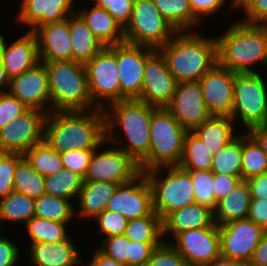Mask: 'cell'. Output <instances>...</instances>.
<instances>
[{
    "instance_id": "1",
    "label": "cell",
    "mask_w": 267,
    "mask_h": 266,
    "mask_svg": "<svg viewBox=\"0 0 267 266\" xmlns=\"http://www.w3.org/2000/svg\"><path fill=\"white\" fill-rule=\"evenodd\" d=\"M43 140L59 153L95 150L106 140L104 109L49 112L44 121Z\"/></svg>"
},
{
    "instance_id": "2",
    "label": "cell",
    "mask_w": 267,
    "mask_h": 266,
    "mask_svg": "<svg viewBox=\"0 0 267 266\" xmlns=\"http://www.w3.org/2000/svg\"><path fill=\"white\" fill-rule=\"evenodd\" d=\"M158 51L177 83L199 81L217 63L216 38L190 31H177Z\"/></svg>"
},
{
    "instance_id": "3",
    "label": "cell",
    "mask_w": 267,
    "mask_h": 266,
    "mask_svg": "<svg viewBox=\"0 0 267 266\" xmlns=\"http://www.w3.org/2000/svg\"><path fill=\"white\" fill-rule=\"evenodd\" d=\"M216 38L217 63L235 73H256V62L267 65V31L261 24L240 20Z\"/></svg>"
},
{
    "instance_id": "4",
    "label": "cell",
    "mask_w": 267,
    "mask_h": 266,
    "mask_svg": "<svg viewBox=\"0 0 267 266\" xmlns=\"http://www.w3.org/2000/svg\"><path fill=\"white\" fill-rule=\"evenodd\" d=\"M156 108L138 99H124L111 103L104 109L106 135H114L117 132L115 129L120 127L128 140L126 142L128 144L120 149L131 155L138 163L149 152L150 121L152 112Z\"/></svg>"
},
{
    "instance_id": "5",
    "label": "cell",
    "mask_w": 267,
    "mask_h": 266,
    "mask_svg": "<svg viewBox=\"0 0 267 266\" xmlns=\"http://www.w3.org/2000/svg\"><path fill=\"white\" fill-rule=\"evenodd\" d=\"M45 65L51 111H88L93 106L84 64L73 60L42 62Z\"/></svg>"
},
{
    "instance_id": "6",
    "label": "cell",
    "mask_w": 267,
    "mask_h": 266,
    "mask_svg": "<svg viewBox=\"0 0 267 266\" xmlns=\"http://www.w3.org/2000/svg\"><path fill=\"white\" fill-rule=\"evenodd\" d=\"M149 132V152L139 162L141 171L179 166L188 131L165 107H158L152 112Z\"/></svg>"
},
{
    "instance_id": "7",
    "label": "cell",
    "mask_w": 267,
    "mask_h": 266,
    "mask_svg": "<svg viewBox=\"0 0 267 266\" xmlns=\"http://www.w3.org/2000/svg\"><path fill=\"white\" fill-rule=\"evenodd\" d=\"M167 169L165 176H160ZM152 191L153 209L163 219L170 212L195 203L190 173L180 166L144 171ZM159 174V175H158Z\"/></svg>"
},
{
    "instance_id": "8",
    "label": "cell",
    "mask_w": 267,
    "mask_h": 266,
    "mask_svg": "<svg viewBox=\"0 0 267 266\" xmlns=\"http://www.w3.org/2000/svg\"><path fill=\"white\" fill-rule=\"evenodd\" d=\"M176 32L153 0H134L130 21L124 27L125 42L158 50Z\"/></svg>"
},
{
    "instance_id": "9",
    "label": "cell",
    "mask_w": 267,
    "mask_h": 266,
    "mask_svg": "<svg viewBox=\"0 0 267 266\" xmlns=\"http://www.w3.org/2000/svg\"><path fill=\"white\" fill-rule=\"evenodd\" d=\"M120 142L118 137L106 135V140L93 151L84 182H112L121 185L133 181L142 173L139 163L120 149ZM109 143L118 144L119 147L98 150Z\"/></svg>"
},
{
    "instance_id": "10",
    "label": "cell",
    "mask_w": 267,
    "mask_h": 266,
    "mask_svg": "<svg viewBox=\"0 0 267 266\" xmlns=\"http://www.w3.org/2000/svg\"><path fill=\"white\" fill-rule=\"evenodd\" d=\"M231 118L240 119L247 132L267 125V84L258 71L236 73Z\"/></svg>"
},
{
    "instance_id": "11",
    "label": "cell",
    "mask_w": 267,
    "mask_h": 266,
    "mask_svg": "<svg viewBox=\"0 0 267 266\" xmlns=\"http://www.w3.org/2000/svg\"><path fill=\"white\" fill-rule=\"evenodd\" d=\"M89 93L94 106L121 101L120 76L117 65V44L105 46L85 64ZM104 102V103H103Z\"/></svg>"
},
{
    "instance_id": "12",
    "label": "cell",
    "mask_w": 267,
    "mask_h": 266,
    "mask_svg": "<svg viewBox=\"0 0 267 266\" xmlns=\"http://www.w3.org/2000/svg\"><path fill=\"white\" fill-rule=\"evenodd\" d=\"M46 113L28 108L10 124L0 129V152L24 155L33 145L43 141Z\"/></svg>"
},
{
    "instance_id": "13",
    "label": "cell",
    "mask_w": 267,
    "mask_h": 266,
    "mask_svg": "<svg viewBox=\"0 0 267 266\" xmlns=\"http://www.w3.org/2000/svg\"><path fill=\"white\" fill-rule=\"evenodd\" d=\"M221 256L248 264L264 229L252 220L241 219L218 226Z\"/></svg>"
},
{
    "instance_id": "14",
    "label": "cell",
    "mask_w": 267,
    "mask_h": 266,
    "mask_svg": "<svg viewBox=\"0 0 267 266\" xmlns=\"http://www.w3.org/2000/svg\"><path fill=\"white\" fill-rule=\"evenodd\" d=\"M165 108L188 132H193L211 116L204 103L199 81L177 83Z\"/></svg>"
},
{
    "instance_id": "15",
    "label": "cell",
    "mask_w": 267,
    "mask_h": 266,
    "mask_svg": "<svg viewBox=\"0 0 267 266\" xmlns=\"http://www.w3.org/2000/svg\"><path fill=\"white\" fill-rule=\"evenodd\" d=\"M105 210L119 213L127 220L152 214V191L144 172L133 181L118 185Z\"/></svg>"
},
{
    "instance_id": "16",
    "label": "cell",
    "mask_w": 267,
    "mask_h": 266,
    "mask_svg": "<svg viewBox=\"0 0 267 266\" xmlns=\"http://www.w3.org/2000/svg\"><path fill=\"white\" fill-rule=\"evenodd\" d=\"M173 248L188 262L195 266L207 264L221 256L218 225L193 229L177 234Z\"/></svg>"
},
{
    "instance_id": "17",
    "label": "cell",
    "mask_w": 267,
    "mask_h": 266,
    "mask_svg": "<svg viewBox=\"0 0 267 266\" xmlns=\"http://www.w3.org/2000/svg\"><path fill=\"white\" fill-rule=\"evenodd\" d=\"M177 81L167 68L162 54L155 50L145 61L142 90L137 98L155 107H165L171 100Z\"/></svg>"
},
{
    "instance_id": "18",
    "label": "cell",
    "mask_w": 267,
    "mask_h": 266,
    "mask_svg": "<svg viewBox=\"0 0 267 266\" xmlns=\"http://www.w3.org/2000/svg\"><path fill=\"white\" fill-rule=\"evenodd\" d=\"M154 51L152 48L128 42L117 44L121 100L137 99L140 96L145 61Z\"/></svg>"
},
{
    "instance_id": "19",
    "label": "cell",
    "mask_w": 267,
    "mask_h": 266,
    "mask_svg": "<svg viewBox=\"0 0 267 266\" xmlns=\"http://www.w3.org/2000/svg\"><path fill=\"white\" fill-rule=\"evenodd\" d=\"M236 73L216 63L199 80L204 103L214 116L231 117Z\"/></svg>"
},
{
    "instance_id": "20",
    "label": "cell",
    "mask_w": 267,
    "mask_h": 266,
    "mask_svg": "<svg viewBox=\"0 0 267 266\" xmlns=\"http://www.w3.org/2000/svg\"><path fill=\"white\" fill-rule=\"evenodd\" d=\"M7 91L28 108L38 109L46 114L50 112L47 110L50 107L48 75L42 62L12 78Z\"/></svg>"
},
{
    "instance_id": "21",
    "label": "cell",
    "mask_w": 267,
    "mask_h": 266,
    "mask_svg": "<svg viewBox=\"0 0 267 266\" xmlns=\"http://www.w3.org/2000/svg\"><path fill=\"white\" fill-rule=\"evenodd\" d=\"M73 1L75 2V0H21L17 21L28 25L29 31L34 32L40 26L63 21L74 14L77 10Z\"/></svg>"
},
{
    "instance_id": "22",
    "label": "cell",
    "mask_w": 267,
    "mask_h": 266,
    "mask_svg": "<svg viewBox=\"0 0 267 266\" xmlns=\"http://www.w3.org/2000/svg\"><path fill=\"white\" fill-rule=\"evenodd\" d=\"M34 34L38 41L40 62L72 60L69 17L60 22L40 26Z\"/></svg>"
},
{
    "instance_id": "23",
    "label": "cell",
    "mask_w": 267,
    "mask_h": 266,
    "mask_svg": "<svg viewBox=\"0 0 267 266\" xmlns=\"http://www.w3.org/2000/svg\"><path fill=\"white\" fill-rule=\"evenodd\" d=\"M6 42L0 63L10 79L40 63L38 41L32 31L26 32L10 45Z\"/></svg>"
},
{
    "instance_id": "24",
    "label": "cell",
    "mask_w": 267,
    "mask_h": 266,
    "mask_svg": "<svg viewBox=\"0 0 267 266\" xmlns=\"http://www.w3.org/2000/svg\"><path fill=\"white\" fill-rule=\"evenodd\" d=\"M214 224L213 211L194 203L178 208L162 219L163 237L168 233L176 236L185 231L212 227Z\"/></svg>"
},
{
    "instance_id": "25",
    "label": "cell",
    "mask_w": 267,
    "mask_h": 266,
    "mask_svg": "<svg viewBox=\"0 0 267 266\" xmlns=\"http://www.w3.org/2000/svg\"><path fill=\"white\" fill-rule=\"evenodd\" d=\"M70 237L56 243L30 244L29 257L35 266H76L81 262L80 252Z\"/></svg>"
},
{
    "instance_id": "26",
    "label": "cell",
    "mask_w": 267,
    "mask_h": 266,
    "mask_svg": "<svg viewBox=\"0 0 267 266\" xmlns=\"http://www.w3.org/2000/svg\"><path fill=\"white\" fill-rule=\"evenodd\" d=\"M69 33L74 62L85 65L105 47L77 12L69 16Z\"/></svg>"
},
{
    "instance_id": "27",
    "label": "cell",
    "mask_w": 267,
    "mask_h": 266,
    "mask_svg": "<svg viewBox=\"0 0 267 266\" xmlns=\"http://www.w3.org/2000/svg\"><path fill=\"white\" fill-rule=\"evenodd\" d=\"M76 12L104 46L125 42L124 28L107 10L94 4L89 10L87 8Z\"/></svg>"
},
{
    "instance_id": "28",
    "label": "cell",
    "mask_w": 267,
    "mask_h": 266,
    "mask_svg": "<svg viewBox=\"0 0 267 266\" xmlns=\"http://www.w3.org/2000/svg\"><path fill=\"white\" fill-rule=\"evenodd\" d=\"M251 202L249 185L241 180L232 192L219 201L213 211L214 222L220 226L235 220L246 219Z\"/></svg>"
},
{
    "instance_id": "29",
    "label": "cell",
    "mask_w": 267,
    "mask_h": 266,
    "mask_svg": "<svg viewBox=\"0 0 267 266\" xmlns=\"http://www.w3.org/2000/svg\"><path fill=\"white\" fill-rule=\"evenodd\" d=\"M118 184L112 182H83L78 193V205L80 210L75 212L78 216L95 218L102 213L113 196Z\"/></svg>"
},
{
    "instance_id": "30",
    "label": "cell",
    "mask_w": 267,
    "mask_h": 266,
    "mask_svg": "<svg viewBox=\"0 0 267 266\" xmlns=\"http://www.w3.org/2000/svg\"><path fill=\"white\" fill-rule=\"evenodd\" d=\"M233 125L231 117L211 115L193 133L203 141L208 151L214 155L238 136V134H234Z\"/></svg>"
},
{
    "instance_id": "31",
    "label": "cell",
    "mask_w": 267,
    "mask_h": 266,
    "mask_svg": "<svg viewBox=\"0 0 267 266\" xmlns=\"http://www.w3.org/2000/svg\"><path fill=\"white\" fill-rule=\"evenodd\" d=\"M153 2L176 31H189V27L195 26L200 21L193 14L189 0H153Z\"/></svg>"
},
{
    "instance_id": "32",
    "label": "cell",
    "mask_w": 267,
    "mask_h": 266,
    "mask_svg": "<svg viewBox=\"0 0 267 266\" xmlns=\"http://www.w3.org/2000/svg\"><path fill=\"white\" fill-rule=\"evenodd\" d=\"M211 172L242 176V135L240 134L212 157Z\"/></svg>"
},
{
    "instance_id": "33",
    "label": "cell",
    "mask_w": 267,
    "mask_h": 266,
    "mask_svg": "<svg viewBox=\"0 0 267 266\" xmlns=\"http://www.w3.org/2000/svg\"><path fill=\"white\" fill-rule=\"evenodd\" d=\"M76 210L70 200L62 197H54L45 193L35 199L34 214L39 218L69 223L74 219Z\"/></svg>"
},
{
    "instance_id": "34",
    "label": "cell",
    "mask_w": 267,
    "mask_h": 266,
    "mask_svg": "<svg viewBox=\"0 0 267 266\" xmlns=\"http://www.w3.org/2000/svg\"><path fill=\"white\" fill-rule=\"evenodd\" d=\"M35 209V200L12 191L5 198L0 200V226L1 222H24L32 219Z\"/></svg>"
},
{
    "instance_id": "35",
    "label": "cell",
    "mask_w": 267,
    "mask_h": 266,
    "mask_svg": "<svg viewBox=\"0 0 267 266\" xmlns=\"http://www.w3.org/2000/svg\"><path fill=\"white\" fill-rule=\"evenodd\" d=\"M23 156L32 168L44 177L55 175L64 169L60 153L44 140L33 145Z\"/></svg>"
},
{
    "instance_id": "36",
    "label": "cell",
    "mask_w": 267,
    "mask_h": 266,
    "mask_svg": "<svg viewBox=\"0 0 267 266\" xmlns=\"http://www.w3.org/2000/svg\"><path fill=\"white\" fill-rule=\"evenodd\" d=\"M14 191L37 199L45 194V177L35 171L23 156L16 165L14 172Z\"/></svg>"
},
{
    "instance_id": "37",
    "label": "cell",
    "mask_w": 267,
    "mask_h": 266,
    "mask_svg": "<svg viewBox=\"0 0 267 266\" xmlns=\"http://www.w3.org/2000/svg\"><path fill=\"white\" fill-rule=\"evenodd\" d=\"M213 155L193 132H187L179 166L185 170H211Z\"/></svg>"
},
{
    "instance_id": "38",
    "label": "cell",
    "mask_w": 267,
    "mask_h": 266,
    "mask_svg": "<svg viewBox=\"0 0 267 266\" xmlns=\"http://www.w3.org/2000/svg\"><path fill=\"white\" fill-rule=\"evenodd\" d=\"M124 235L130 241L165 242L162 219L153 212L149 216L128 220Z\"/></svg>"
},
{
    "instance_id": "39",
    "label": "cell",
    "mask_w": 267,
    "mask_h": 266,
    "mask_svg": "<svg viewBox=\"0 0 267 266\" xmlns=\"http://www.w3.org/2000/svg\"><path fill=\"white\" fill-rule=\"evenodd\" d=\"M32 243H56L68 240L70 235L65 228L68 223L56 222L34 216L26 224Z\"/></svg>"
},
{
    "instance_id": "40",
    "label": "cell",
    "mask_w": 267,
    "mask_h": 266,
    "mask_svg": "<svg viewBox=\"0 0 267 266\" xmlns=\"http://www.w3.org/2000/svg\"><path fill=\"white\" fill-rule=\"evenodd\" d=\"M242 135V180L267 171V155L261 146L248 133Z\"/></svg>"
},
{
    "instance_id": "41",
    "label": "cell",
    "mask_w": 267,
    "mask_h": 266,
    "mask_svg": "<svg viewBox=\"0 0 267 266\" xmlns=\"http://www.w3.org/2000/svg\"><path fill=\"white\" fill-rule=\"evenodd\" d=\"M83 177L67 169L55 175L45 176L46 194L72 200L78 196L83 186Z\"/></svg>"
},
{
    "instance_id": "42",
    "label": "cell",
    "mask_w": 267,
    "mask_h": 266,
    "mask_svg": "<svg viewBox=\"0 0 267 266\" xmlns=\"http://www.w3.org/2000/svg\"><path fill=\"white\" fill-rule=\"evenodd\" d=\"M194 185L195 203L214 211L217 205L213 192V173L211 170H187Z\"/></svg>"
},
{
    "instance_id": "43",
    "label": "cell",
    "mask_w": 267,
    "mask_h": 266,
    "mask_svg": "<svg viewBox=\"0 0 267 266\" xmlns=\"http://www.w3.org/2000/svg\"><path fill=\"white\" fill-rule=\"evenodd\" d=\"M22 157L19 153L0 152V200L14 191V172Z\"/></svg>"
},
{
    "instance_id": "44",
    "label": "cell",
    "mask_w": 267,
    "mask_h": 266,
    "mask_svg": "<svg viewBox=\"0 0 267 266\" xmlns=\"http://www.w3.org/2000/svg\"><path fill=\"white\" fill-rule=\"evenodd\" d=\"M98 249L120 264L127 266V256L130 250V240L125 235L105 237Z\"/></svg>"
},
{
    "instance_id": "45",
    "label": "cell",
    "mask_w": 267,
    "mask_h": 266,
    "mask_svg": "<svg viewBox=\"0 0 267 266\" xmlns=\"http://www.w3.org/2000/svg\"><path fill=\"white\" fill-rule=\"evenodd\" d=\"M95 219L99 225L98 232L105 234L106 237L124 235L128 223V220L121 214L108 210L99 213Z\"/></svg>"
},
{
    "instance_id": "46",
    "label": "cell",
    "mask_w": 267,
    "mask_h": 266,
    "mask_svg": "<svg viewBox=\"0 0 267 266\" xmlns=\"http://www.w3.org/2000/svg\"><path fill=\"white\" fill-rule=\"evenodd\" d=\"M27 109L26 105L8 91H0V129L10 124Z\"/></svg>"
},
{
    "instance_id": "47",
    "label": "cell",
    "mask_w": 267,
    "mask_h": 266,
    "mask_svg": "<svg viewBox=\"0 0 267 266\" xmlns=\"http://www.w3.org/2000/svg\"><path fill=\"white\" fill-rule=\"evenodd\" d=\"M94 150H70L60 153L64 169L84 178Z\"/></svg>"
},
{
    "instance_id": "48",
    "label": "cell",
    "mask_w": 267,
    "mask_h": 266,
    "mask_svg": "<svg viewBox=\"0 0 267 266\" xmlns=\"http://www.w3.org/2000/svg\"><path fill=\"white\" fill-rule=\"evenodd\" d=\"M95 5L107 10L124 28L130 21L134 0H93Z\"/></svg>"
},
{
    "instance_id": "49",
    "label": "cell",
    "mask_w": 267,
    "mask_h": 266,
    "mask_svg": "<svg viewBox=\"0 0 267 266\" xmlns=\"http://www.w3.org/2000/svg\"><path fill=\"white\" fill-rule=\"evenodd\" d=\"M164 242H138L130 241L129 255L127 256V266L147 265L154 250Z\"/></svg>"
},
{
    "instance_id": "50",
    "label": "cell",
    "mask_w": 267,
    "mask_h": 266,
    "mask_svg": "<svg viewBox=\"0 0 267 266\" xmlns=\"http://www.w3.org/2000/svg\"><path fill=\"white\" fill-rule=\"evenodd\" d=\"M184 258L173 248L171 243H163L152 253L149 266H180Z\"/></svg>"
},
{
    "instance_id": "51",
    "label": "cell",
    "mask_w": 267,
    "mask_h": 266,
    "mask_svg": "<svg viewBox=\"0 0 267 266\" xmlns=\"http://www.w3.org/2000/svg\"><path fill=\"white\" fill-rule=\"evenodd\" d=\"M241 9L246 15L241 21L261 25L267 23V0H248Z\"/></svg>"
},
{
    "instance_id": "52",
    "label": "cell",
    "mask_w": 267,
    "mask_h": 266,
    "mask_svg": "<svg viewBox=\"0 0 267 266\" xmlns=\"http://www.w3.org/2000/svg\"><path fill=\"white\" fill-rule=\"evenodd\" d=\"M242 180V176L213 174V192L216 201L227 197Z\"/></svg>"
},
{
    "instance_id": "53",
    "label": "cell",
    "mask_w": 267,
    "mask_h": 266,
    "mask_svg": "<svg viewBox=\"0 0 267 266\" xmlns=\"http://www.w3.org/2000/svg\"><path fill=\"white\" fill-rule=\"evenodd\" d=\"M19 255L18 246L0 234V266H15L19 261Z\"/></svg>"
},
{
    "instance_id": "54",
    "label": "cell",
    "mask_w": 267,
    "mask_h": 266,
    "mask_svg": "<svg viewBox=\"0 0 267 266\" xmlns=\"http://www.w3.org/2000/svg\"><path fill=\"white\" fill-rule=\"evenodd\" d=\"M193 14L201 20L202 16L216 14L226 3V0H189Z\"/></svg>"
},
{
    "instance_id": "55",
    "label": "cell",
    "mask_w": 267,
    "mask_h": 266,
    "mask_svg": "<svg viewBox=\"0 0 267 266\" xmlns=\"http://www.w3.org/2000/svg\"><path fill=\"white\" fill-rule=\"evenodd\" d=\"M247 218L267 230V200L251 199Z\"/></svg>"
},
{
    "instance_id": "56",
    "label": "cell",
    "mask_w": 267,
    "mask_h": 266,
    "mask_svg": "<svg viewBox=\"0 0 267 266\" xmlns=\"http://www.w3.org/2000/svg\"><path fill=\"white\" fill-rule=\"evenodd\" d=\"M246 181L249 185L251 199L267 200V171Z\"/></svg>"
},
{
    "instance_id": "57",
    "label": "cell",
    "mask_w": 267,
    "mask_h": 266,
    "mask_svg": "<svg viewBox=\"0 0 267 266\" xmlns=\"http://www.w3.org/2000/svg\"><path fill=\"white\" fill-rule=\"evenodd\" d=\"M248 266H267V230L264 231Z\"/></svg>"
},
{
    "instance_id": "58",
    "label": "cell",
    "mask_w": 267,
    "mask_h": 266,
    "mask_svg": "<svg viewBox=\"0 0 267 266\" xmlns=\"http://www.w3.org/2000/svg\"><path fill=\"white\" fill-rule=\"evenodd\" d=\"M92 256L93 259H91L92 261L89 263V266H125L118 263L113 258L108 257L98 248L95 250Z\"/></svg>"
},
{
    "instance_id": "59",
    "label": "cell",
    "mask_w": 267,
    "mask_h": 266,
    "mask_svg": "<svg viewBox=\"0 0 267 266\" xmlns=\"http://www.w3.org/2000/svg\"><path fill=\"white\" fill-rule=\"evenodd\" d=\"M248 133L257 141L262 151L267 155V125L251 128Z\"/></svg>"
},
{
    "instance_id": "60",
    "label": "cell",
    "mask_w": 267,
    "mask_h": 266,
    "mask_svg": "<svg viewBox=\"0 0 267 266\" xmlns=\"http://www.w3.org/2000/svg\"><path fill=\"white\" fill-rule=\"evenodd\" d=\"M200 266H248V264L242 261L228 259V258L220 256L216 260H213L210 263L203 264Z\"/></svg>"
},
{
    "instance_id": "61",
    "label": "cell",
    "mask_w": 267,
    "mask_h": 266,
    "mask_svg": "<svg viewBox=\"0 0 267 266\" xmlns=\"http://www.w3.org/2000/svg\"><path fill=\"white\" fill-rule=\"evenodd\" d=\"M10 78L7 74V71L2 67L0 63V89L1 92H3L2 87L5 86V84L8 86L7 88L9 89L10 86Z\"/></svg>"
},
{
    "instance_id": "62",
    "label": "cell",
    "mask_w": 267,
    "mask_h": 266,
    "mask_svg": "<svg viewBox=\"0 0 267 266\" xmlns=\"http://www.w3.org/2000/svg\"><path fill=\"white\" fill-rule=\"evenodd\" d=\"M248 0H233L230 4L231 9H240Z\"/></svg>"
},
{
    "instance_id": "63",
    "label": "cell",
    "mask_w": 267,
    "mask_h": 266,
    "mask_svg": "<svg viewBox=\"0 0 267 266\" xmlns=\"http://www.w3.org/2000/svg\"><path fill=\"white\" fill-rule=\"evenodd\" d=\"M6 42V38L0 34V59L4 52Z\"/></svg>"
},
{
    "instance_id": "64",
    "label": "cell",
    "mask_w": 267,
    "mask_h": 266,
    "mask_svg": "<svg viewBox=\"0 0 267 266\" xmlns=\"http://www.w3.org/2000/svg\"><path fill=\"white\" fill-rule=\"evenodd\" d=\"M180 266H195V265H192V264L184 261Z\"/></svg>"
}]
</instances>
